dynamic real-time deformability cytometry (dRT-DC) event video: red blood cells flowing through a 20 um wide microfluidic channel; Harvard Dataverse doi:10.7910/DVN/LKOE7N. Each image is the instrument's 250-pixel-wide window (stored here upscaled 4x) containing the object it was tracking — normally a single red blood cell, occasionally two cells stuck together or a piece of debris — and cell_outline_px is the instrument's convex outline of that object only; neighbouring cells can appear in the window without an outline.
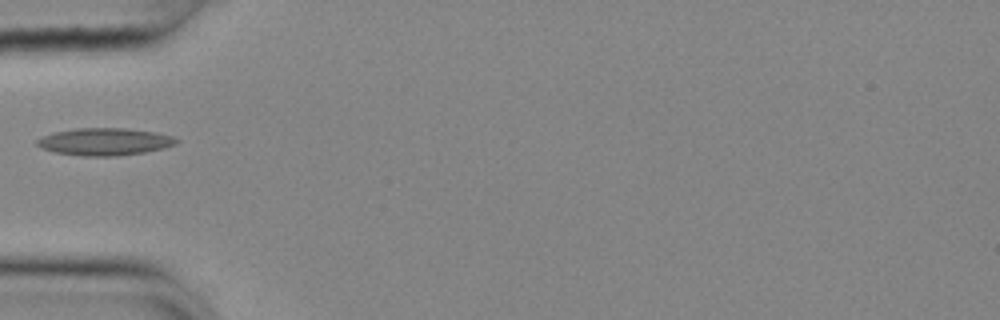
{"species": "common noctule bat (a hibernating species)", "species_latin": "Nyctalus noctula", "temperature_condition": "cold", "stored_images_in_passage": 19, "camera_frame_rate_fps": 3000, "um_per_image_px": 0.085, "animal": {"sex": "female", "body_mass_g": 25.1}, "frame": {"image": 1, "passage_image": 1, "time_ms": 0.0, "image_size_px": [1000, 320], "cell_outline_px": [[180, 140], [176, 144], [164, 148], [144, 152], [120, 156], [84, 156], [56, 152], [40, 148], [36, 144], [36, 140], [44, 136], [56, 132], [76, 128], [128, 128], [156, 132], [172, 136]], "centroid_in_image_um": [8.93, 12.04], "position_along_channel_um": 76.1, "area_um2": 22.2}}
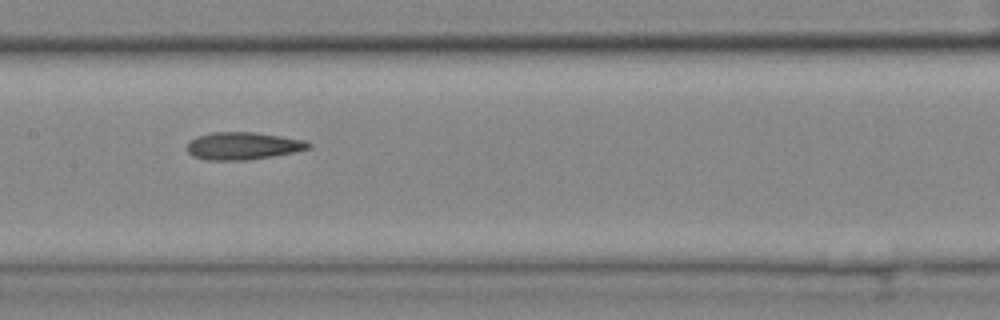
{"frame": {"image": 2, "passage_image": 10, "time_ms": 3.0, "image_size_px": [1000, 320], "cell_outline_px": [[312, 148], [296, 152], [248, 160], [204, 160], [192, 156], [188, 152], [188, 140], [196, 136], [212, 132], [252, 132], [280, 136], [304, 140], [312, 144]], "centroid_in_image_um": [20.64, 12.4], "position_along_channel_um": 186.8, "area_um2": 19.59}}
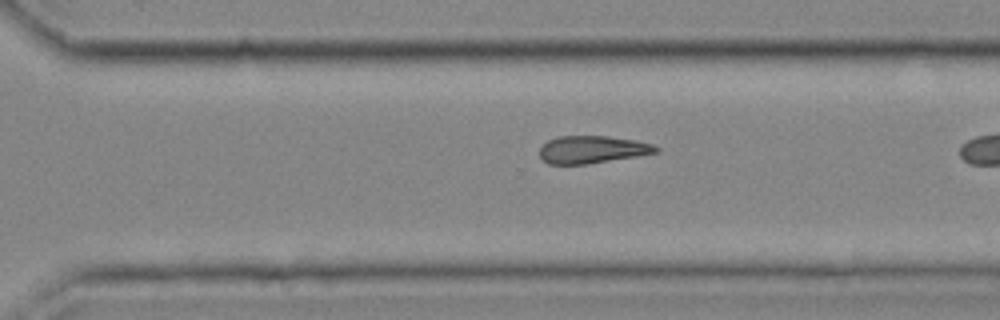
{"frame": {"image": 3, "passage_image": 18, "time_ms": 5.667, "image_size_px": [1000, 320], "cell_outline_px": [[660, 152], [588, 164], [548, 164], [540, 156], [540, 148], [548, 140], [560, 136], [608, 136], [636, 140], [652, 144], [660, 148]], "centroid_in_image_um": [50.37, 12.71], "position_along_channel_um": 320.2, "area_um2": 18.61}}